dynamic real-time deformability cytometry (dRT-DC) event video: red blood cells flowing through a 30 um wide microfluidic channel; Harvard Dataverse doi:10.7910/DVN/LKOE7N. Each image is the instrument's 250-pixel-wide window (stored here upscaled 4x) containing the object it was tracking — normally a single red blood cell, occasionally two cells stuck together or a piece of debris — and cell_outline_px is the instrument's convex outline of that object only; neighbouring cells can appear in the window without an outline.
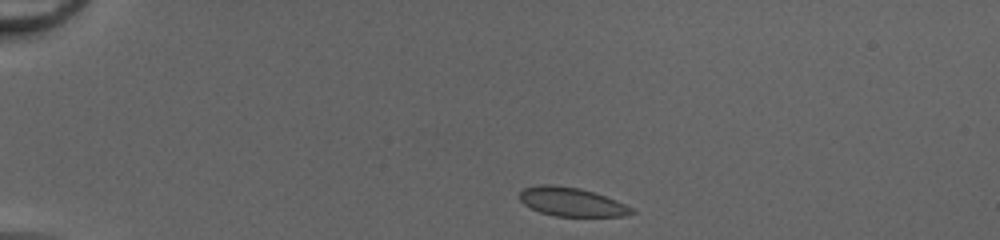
{"species": "common noctule bat (a hibernating species)", "species_latin": "Nyctalus noctula", "temperature_condition": "cold", "stored_images_in_passage": 40, "camera_frame_rate_fps": 3000, "um_per_image_px": 0.085, "animal": {"sex": "female", "body_mass_g": 20.0, "forearm_length_mm": 54.0}, "frame": {"image": 1, "passage_image": 1, "time_ms": 0.0, "image_size_px": [1000, 240], "cell_outline_px": [[636, 212], [624, 216], [556, 216], [540, 212], [524, 204], [520, 200], [520, 192], [524, 188], [540, 184], [548, 184], [580, 188], [616, 200], [632, 208]], "centroid_in_image_um": [48.57, 17.16], "position_along_channel_um": 36.4, "area_um2": 18.55}}
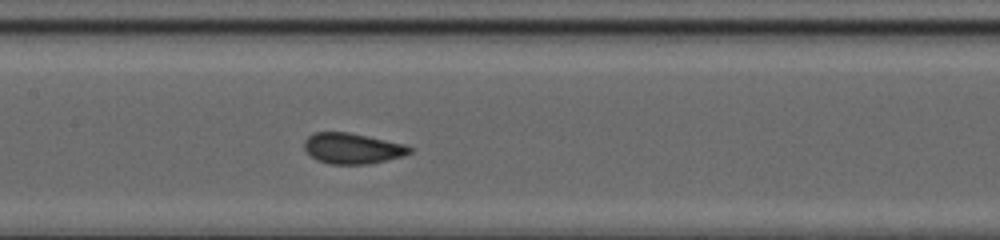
{"frame": {"image": 2, "passage_image": 16, "time_ms": 5.0, "image_size_px": [1000, 240], "cell_outline_px": [[412, 152], [404, 156], [368, 164], [332, 164], [316, 160], [304, 148], [304, 140], [308, 136], [316, 132], [348, 132], [368, 136], [404, 144], [412, 148]], "centroid_in_image_um": [29.96, 12.61], "position_along_channel_um": 177.4, "area_um2": 18.79}}
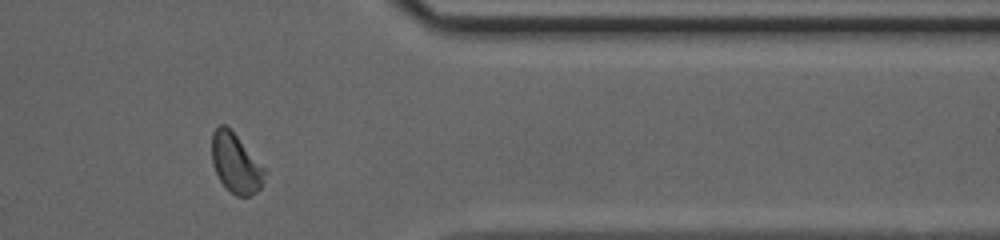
{"frame": {"image": 3, "passage_image": 32, "time_ms": 10.333, "image_size_px": [1000, 240], "cell_outline_px": [[268, 172], [260, 188], [256, 192], [248, 196], [236, 196], [220, 180], [212, 164], [212, 132], [220, 124], [224, 124], [236, 136]], "centroid_in_image_um": [20.04, 13.89], "position_along_channel_um": 391.4, "area_um2": 17.92}, "authors_computed_cell_mechanics": {"area_um2": 18.6694, "velocity_mm_per_s": 4.1882, "shape_relaxation_time_tau1_ms": 4.8882, "shape_relaxation_time_tau2_ms": null, "deformation_change_tau1": 0.128, "deformation_change_tau2": null}}